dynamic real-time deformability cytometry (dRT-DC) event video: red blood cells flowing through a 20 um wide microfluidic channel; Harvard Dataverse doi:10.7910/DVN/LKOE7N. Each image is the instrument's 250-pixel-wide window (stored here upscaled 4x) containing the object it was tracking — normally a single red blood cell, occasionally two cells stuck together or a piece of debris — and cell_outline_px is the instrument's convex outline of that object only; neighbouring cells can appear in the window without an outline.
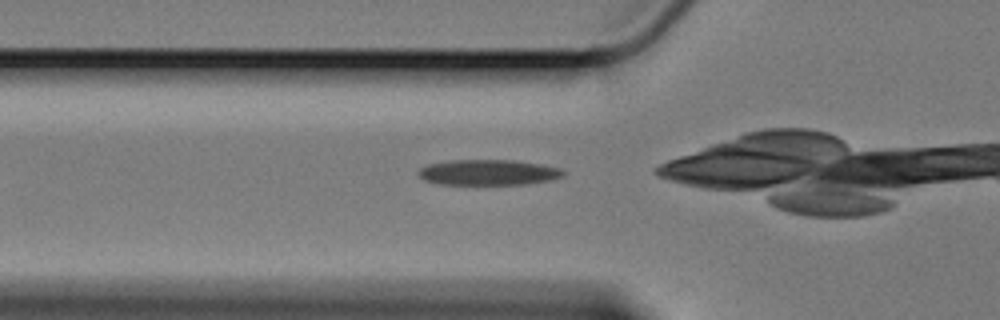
{"species": "Egyptian fruit bat (a non-hibernating species)", "species_latin": "Rousettus aegyptiacus", "temperature_condition": "cold", "stored_images_in_passage": 17, "camera_frame_rate_fps": 3000, "um_per_image_px": 0.085, "animal": {"sex": "female"}, "frame": {"image": 1, "passage_image": 2, "time_ms": 0.333, "image_size_px": [1000, 320], "cell_outline_px": [[564, 176], [548, 180], [524, 184], [436, 184], [424, 180], [416, 176], [416, 172], [420, 168], [428, 164], [448, 160], [516, 160], [540, 164], [560, 168], [564, 172]], "centroid_in_image_um": [41.43, 14.65], "position_along_channel_um": 84.4, "area_um2": 21.68}}
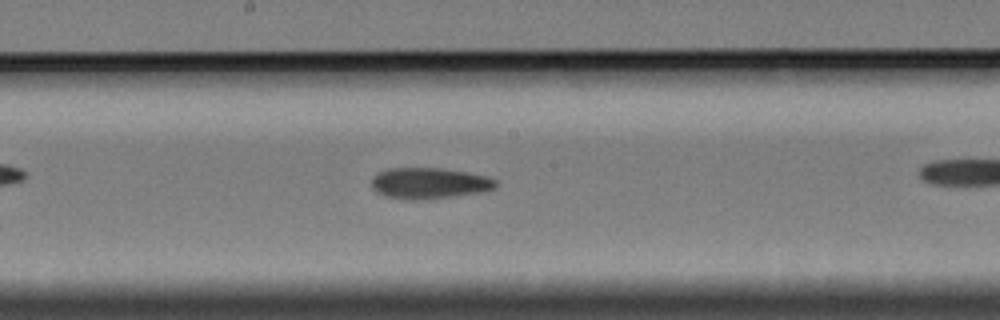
{"frame": {"image": 2, "passage_image": 9, "time_ms": 2.667, "image_size_px": [1000, 320], "cell_outline_px": [[496, 188], [484, 192], [456, 196], [416, 200], [408, 200], [384, 196], [376, 192], [372, 188], [372, 176], [388, 168], [440, 168], [468, 172], [488, 176], [496, 180]], "centroid_in_image_um": [36.5, 15.58], "position_along_channel_um": 211.7, "area_um2": 22.72}}
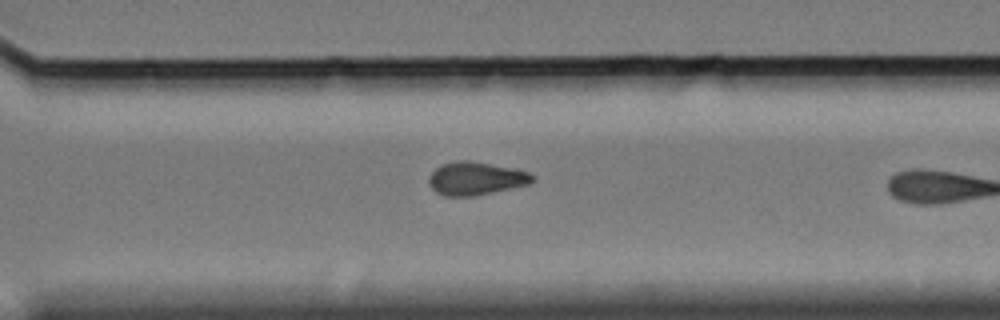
{"frame": {"image": 3, "passage_image": 16, "time_ms": 5.0, "image_size_px": [1000, 320], "cell_outline_px": [[532, 180], [528, 184], [476, 196], [444, 196], [436, 192], [428, 184], [428, 176], [440, 164], [460, 160], [472, 160], [512, 168], [528, 172], [532, 176]], "centroid_in_image_um": [40.37, 15.17], "position_along_channel_um": 330.2, "area_um2": 19.94}}